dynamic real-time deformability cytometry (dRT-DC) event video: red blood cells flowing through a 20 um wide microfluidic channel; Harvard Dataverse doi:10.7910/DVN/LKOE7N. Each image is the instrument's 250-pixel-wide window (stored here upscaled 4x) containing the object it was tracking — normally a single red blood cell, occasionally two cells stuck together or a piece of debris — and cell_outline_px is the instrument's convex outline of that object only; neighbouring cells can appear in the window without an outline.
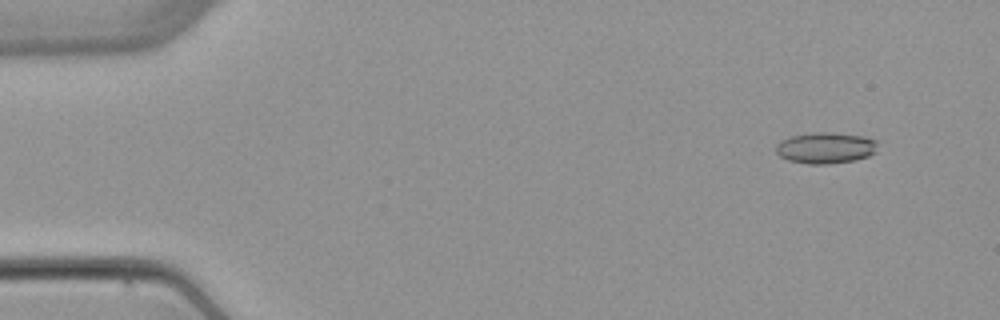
{"species": "common noctule bat (a hibernating species)", "species_latin": "Nyctalus noctula", "temperature_condition": "warm", "stored_images_in_passage": 5, "camera_frame_rate_fps": 3000, "um_per_image_px": 0.085, "animal": {"sex": "female", "body_mass_g": 22.7, "forearm_length_mm": 54.2}, "frame": {"image": 1, "passage_image": 2, "time_ms": 1.333, "image_size_px": [1000, 320], "cell_outline_px": [[880, 140], [876, 152], [868, 156], [852, 160], [828, 164], [808, 164], [788, 160], [780, 156], [776, 152], [776, 144], [780, 140], [792, 136], [812, 132], [828, 132], [864, 136]], "centroid_in_image_um": [70.2, 12.56], "position_along_channel_um": 14.8, "area_um2": 18.67}}
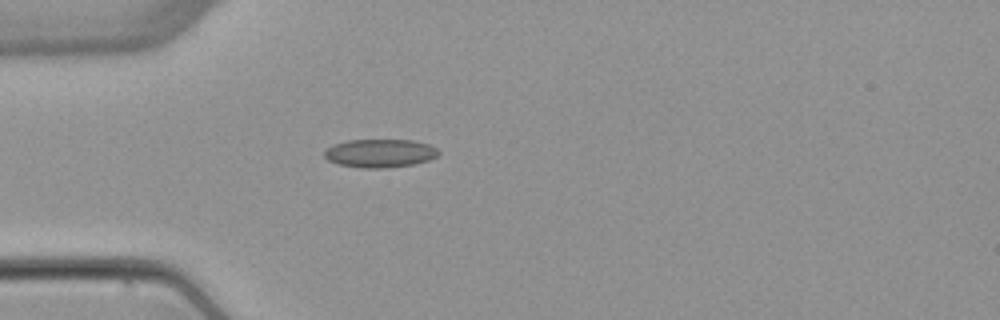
{"frame": {"image": 2, "passage_image": 5, "time_ms": 5.0, "image_size_px": [1000, 320], "cell_outline_px": [[440, 152], [436, 156], [428, 160], [412, 164], [384, 168], [364, 168], [340, 164], [328, 160], [324, 156], [324, 152], [328, 148], [336, 144], [348, 140], [412, 140], [428, 144], [436, 148]], "centroid_in_image_um": [32.31, 13.02], "position_along_channel_um": 52.7, "area_um2": 18.55}}